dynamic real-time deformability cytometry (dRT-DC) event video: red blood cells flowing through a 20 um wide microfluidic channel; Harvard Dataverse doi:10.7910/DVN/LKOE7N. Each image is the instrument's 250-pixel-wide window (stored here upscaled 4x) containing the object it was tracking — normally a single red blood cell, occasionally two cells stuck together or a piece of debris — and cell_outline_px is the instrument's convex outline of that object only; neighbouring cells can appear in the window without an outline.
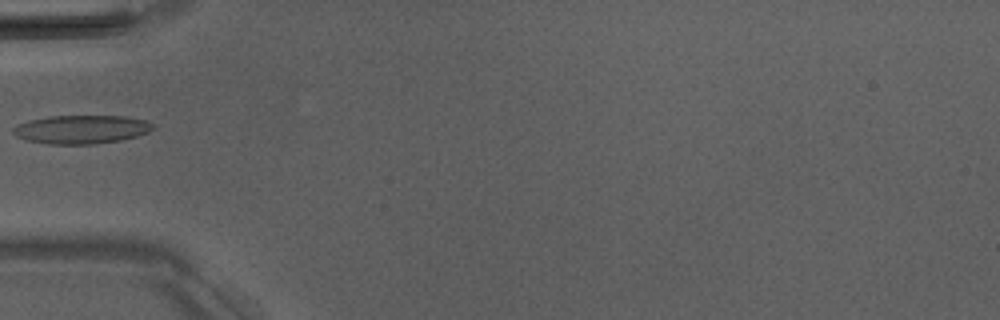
{"species": "Egyptian fruit bat (a non-hibernating species)", "species_latin": "Rousettus aegyptiacus", "temperature_condition": "room temperature", "stored_images_in_passage": 2, "camera_frame_rate_fps": 3000, "um_per_image_px": 0.085, "animal": {"sex": "male"}, "frame": {"image": 1, "passage_image": 2, "time_ms": 1.0, "image_size_px": [1000, 320], "cell_outline_px": [[156, 128], [148, 132], [136, 136], [120, 140], [92, 144], [48, 144], [28, 140], [16, 136], [12, 132], [12, 128], [28, 120], [52, 116], [124, 116], [144, 120], [152, 124]], "centroid_in_image_um": [6.91, 11.0], "position_along_channel_um": 78.1, "area_um2": 23.06}}